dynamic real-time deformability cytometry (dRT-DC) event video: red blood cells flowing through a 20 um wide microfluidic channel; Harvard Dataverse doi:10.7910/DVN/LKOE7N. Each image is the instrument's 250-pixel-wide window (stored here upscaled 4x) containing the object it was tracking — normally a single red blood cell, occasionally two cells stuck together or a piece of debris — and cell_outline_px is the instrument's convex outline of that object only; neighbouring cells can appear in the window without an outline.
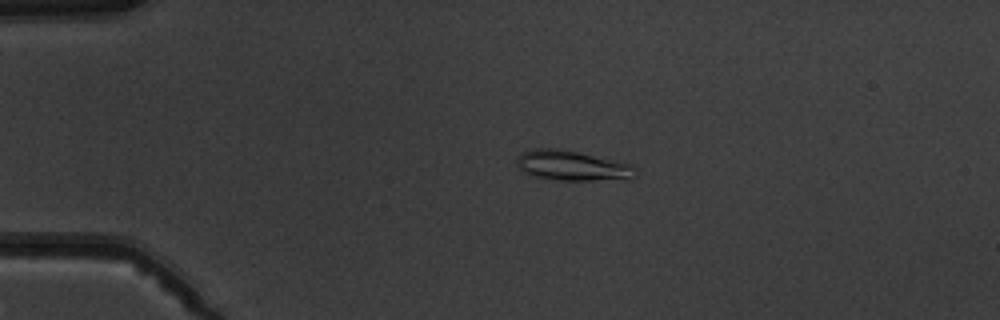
{"species": "common noctule bat (a hibernating species)", "species_latin": "Nyctalus noctula", "temperature_condition": "warm", "stored_images_in_passage": 4, "camera_frame_rate_fps": 3000, "um_per_image_px": 0.085, "animal": {"sex": "male", "body_mass_g": 19.5, "forearm_length_mm": 54.6}, "frame": {"image": 1, "passage_image": 3, "time_ms": 2.333, "image_size_px": [1000, 320], "cell_outline_px": [[636, 172], [632, 180], [556, 180], [532, 176], [524, 172], [516, 164], [516, 156], [532, 148], [556, 148], [576, 152], [632, 164], [636, 168]], "centroid_in_image_um": [48.65, 14.1], "position_along_channel_um": 36.4, "area_um2": 20.92}}